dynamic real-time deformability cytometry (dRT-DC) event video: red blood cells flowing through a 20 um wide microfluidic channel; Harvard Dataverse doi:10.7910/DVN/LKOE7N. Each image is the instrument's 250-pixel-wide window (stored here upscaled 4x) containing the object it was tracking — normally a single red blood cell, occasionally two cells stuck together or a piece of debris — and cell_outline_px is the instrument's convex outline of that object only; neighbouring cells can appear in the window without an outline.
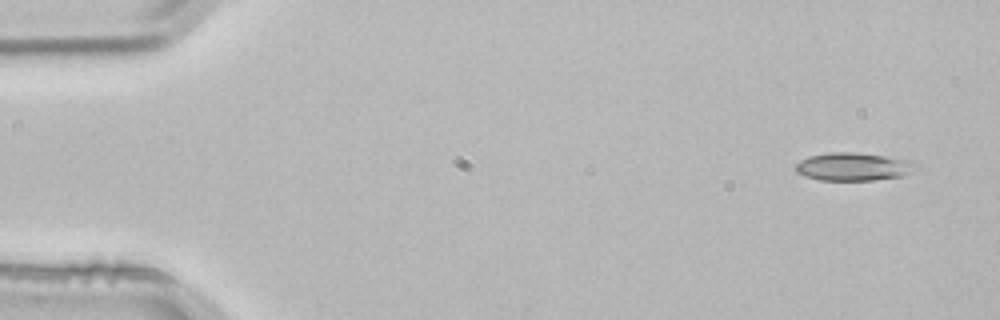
{"species": "common noctule bat (a hibernating species)", "species_latin": "Nyctalus noctula", "temperature_condition": "room temperature", "stored_images_in_passage": 4, "camera_frame_rate_fps": 3000, "um_per_image_px": 0.085, "animal": {"sex": "male", "body_mass_g": 21.5, "forearm_length_mm": 52.0}, "frame": {"image": 1, "passage_image": 1, "time_ms": 0.0, "image_size_px": [1000, 320], "cell_outline_px": [[920, 164], [904, 176], [876, 180], [820, 180], [804, 176], [796, 172], [796, 164], [800, 160], [808, 156], [828, 152], [856, 152], [912, 160]], "centroid_in_image_um": [72.55, 14.16], "position_along_channel_um": 12.5, "area_um2": 19.83}}
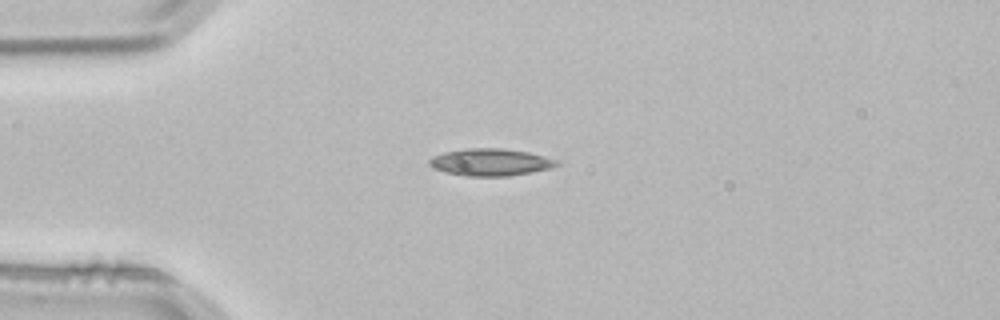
{"frame": {"image": 2, "passage_image": 3, "time_ms": 0.667, "image_size_px": [1000, 320], "cell_outline_px": [[560, 164], [552, 168], [508, 176], [464, 176], [444, 172], [432, 168], [428, 164], [428, 160], [432, 156], [444, 152], [468, 148], [504, 148], [528, 152], [560, 160]], "centroid_in_image_um": [41.68, 13.78], "position_along_channel_um": 43.3, "area_um2": 20.4}}